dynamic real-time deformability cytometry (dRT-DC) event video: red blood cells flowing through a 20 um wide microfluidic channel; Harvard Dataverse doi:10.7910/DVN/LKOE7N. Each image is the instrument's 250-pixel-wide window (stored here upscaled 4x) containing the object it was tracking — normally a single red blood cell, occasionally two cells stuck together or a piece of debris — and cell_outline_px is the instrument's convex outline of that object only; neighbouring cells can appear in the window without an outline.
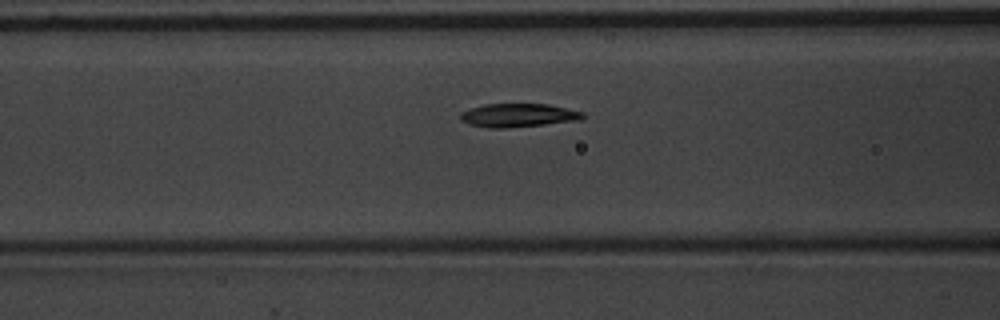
{"species": "common noctule bat (a hibernating species)", "species_latin": "Nyctalus noctula", "temperature_condition": "warm", "stored_images_in_passage": 17, "camera_frame_rate_fps": 3000, "um_per_image_px": 0.085, "animal": {"sex": "male", "body_mass_g": 20.1, "forearm_length_mm": 53.5}, "frame": {"image": 1, "passage_image": 15, "time_ms": 4.667, "image_size_px": [1000, 320], "cell_outline_px": [[584, 116], [580, 120], [508, 128], [488, 128], [468, 124], [460, 120], [460, 112], [484, 104], [548, 104], [584, 112]], "centroid_in_image_um": [44.02, 9.8], "position_along_channel_um": 122.6, "area_um2": 16.76}}